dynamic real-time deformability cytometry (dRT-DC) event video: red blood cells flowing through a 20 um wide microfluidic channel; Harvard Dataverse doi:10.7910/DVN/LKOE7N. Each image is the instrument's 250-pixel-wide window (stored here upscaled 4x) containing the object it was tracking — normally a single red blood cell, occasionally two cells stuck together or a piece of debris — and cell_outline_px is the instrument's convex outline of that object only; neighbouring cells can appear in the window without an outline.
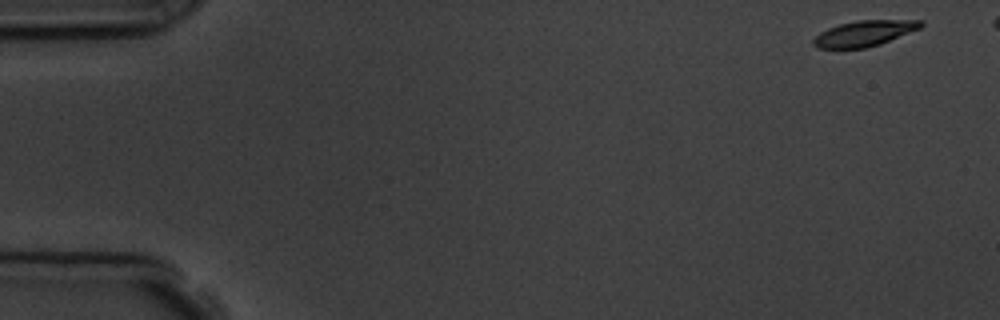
{"species": "common noctule bat (a hibernating species)", "species_latin": "Nyctalus noctula", "temperature_condition": "room temperature", "stored_images_in_passage": 6, "camera_frame_rate_fps": 3000, "um_per_image_px": 0.085, "animal": {"sex": "male", "body_mass_g": 19.5, "forearm_length_mm": 54.6}, "frame": {"image": 1, "passage_image": 1, "time_ms": 0.0, "image_size_px": [1000, 320], "cell_outline_px": [[924, 24], [920, 28], [880, 44], [864, 48], [816, 48], [812, 44], [812, 40], [820, 32], [828, 28], [840, 24], [856, 20], [924, 20]], "centroid_in_image_um": [73.45, 2.83], "position_along_channel_um": 11.5, "area_um2": 16.01}}